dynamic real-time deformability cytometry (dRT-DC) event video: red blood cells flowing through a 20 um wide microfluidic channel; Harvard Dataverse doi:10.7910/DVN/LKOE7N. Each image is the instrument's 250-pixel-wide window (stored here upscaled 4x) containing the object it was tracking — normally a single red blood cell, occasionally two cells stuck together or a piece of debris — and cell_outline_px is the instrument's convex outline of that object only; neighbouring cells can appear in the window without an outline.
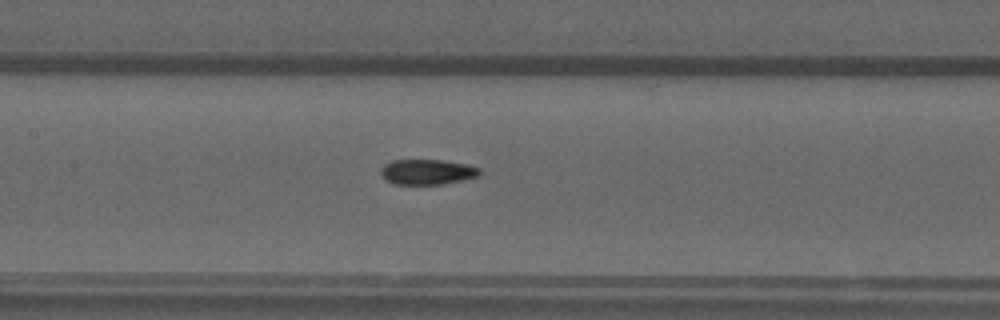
{"species": "common noctule bat (a hibernating species)", "species_latin": "Nyctalus noctula", "temperature_condition": "warm", "stored_images_in_passage": 20, "camera_frame_rate_fps": 3000, "um_per_image_px": 0.085, "animal": {"sex": "male", "forearm_length_mm": 52.5}, "frame": {"image": 1, "passage_image": 11, "time_ms": 3.333, "image_size_px": [1000, 320], "cell_outline_px": [[480, 176], [444, 184], [392, 184], [384, 180], [380, 172], [380, 168], [384, 164], [392, 160], [444, 160], [468, 164], [480, 168]], "centroid_in_image_um": [36.3, 14.61], "position_along_channel_um": 171.1, "area_um2": 14.8}}
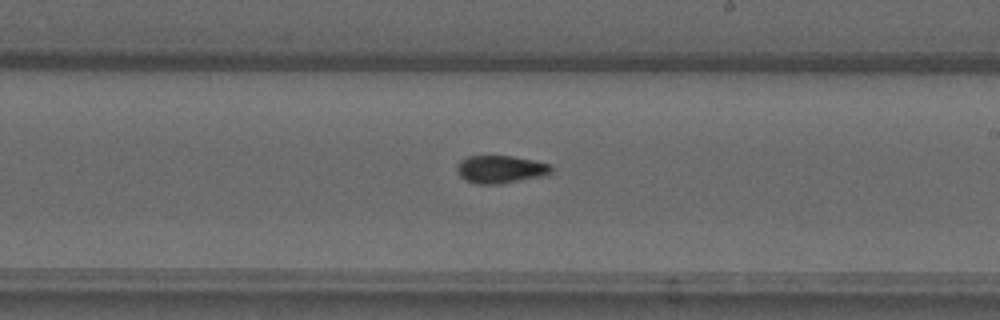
{"frame": {"image": 2, "passage_image": 17, "time_ms": 5.333, "image_size_px": [1000, 320], "cell_outline_px": [[552, 172], [548, 176], [496, 184], [476, 184], [464, 180], [460, 176], [456, 168], [460, 160], [468, 156], [512, 156], [552, 164]], "centroid_in_image_um": [42.57, 14.4], "position_along_channel_um": 246.4, "area_um2": 15.43}}
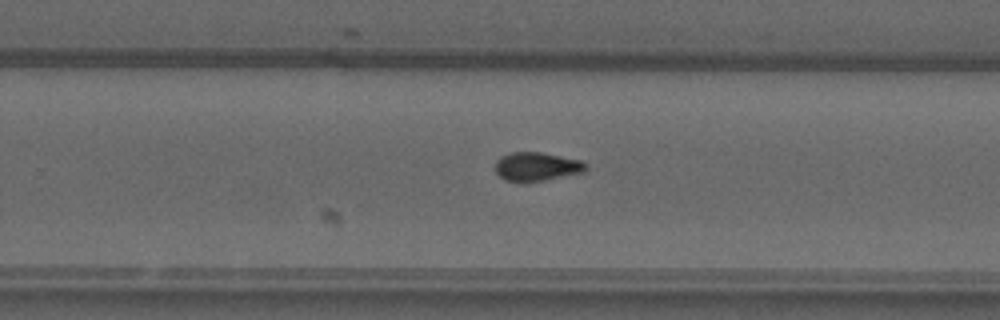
{"frame": {"image": 3, "passage_image": 20, "time_ms": 6.333, "image_size_px": [1000, 320], "cell_outline_px": [[588, 168], [584, 172], [544, 180], [504, 180], [496, 172], [496, 160], [500, 156], [512, 152], [540, 152], [580, 160], [588, 164]], "centroid_in_image_um": [45.64, 14.13], "position_along_channel_um": 284.2, "area_um2": 14.85}}